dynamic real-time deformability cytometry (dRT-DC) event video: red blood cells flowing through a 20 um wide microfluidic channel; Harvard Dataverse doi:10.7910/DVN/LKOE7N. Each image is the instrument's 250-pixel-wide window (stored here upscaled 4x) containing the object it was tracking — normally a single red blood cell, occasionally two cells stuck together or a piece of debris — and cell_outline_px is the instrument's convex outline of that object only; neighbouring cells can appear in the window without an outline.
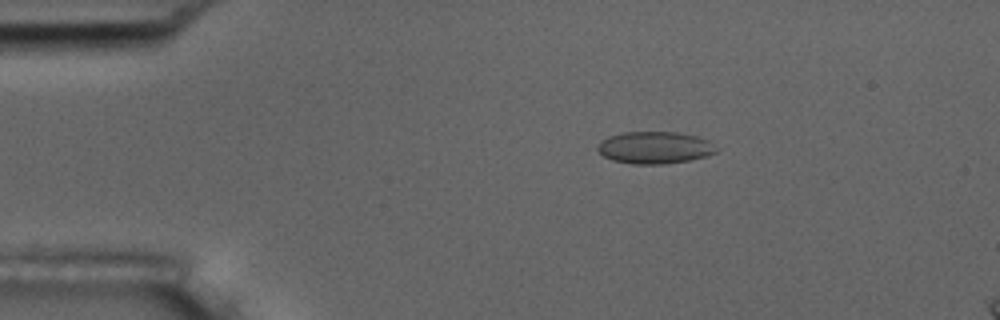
{"species": "common noctule bat (a hibernating species)", "species_latin": "Nyctalus noctula", "temperature_condition": "room temperature", "stored_images_in_passage": 4, "camera_frame_rate_fps": 3000, "um_per_image_px": 0.085, "animal": {"sex": "male", "body_mass_g": 17.5, "forearm_length_mm": 52.3}, "frame": {"image": 1, "passage_image": 3, "time_ms": 2.333, "image_size_px": [1000, 320], "cell_outline_px": [[720, 148], [716, 152], [708, 156], [688, 160], [664, 164], [632, 164], [612, 160], [604, 156], [596, 148], [600, 140], [608, 136], [624, 132], [676, 132], [696, 136], [708, 140]], "centroid_in_image_um": [55.66, 12.54], "position_along_channel_um": 29.3, "area_um2": 22.37}}